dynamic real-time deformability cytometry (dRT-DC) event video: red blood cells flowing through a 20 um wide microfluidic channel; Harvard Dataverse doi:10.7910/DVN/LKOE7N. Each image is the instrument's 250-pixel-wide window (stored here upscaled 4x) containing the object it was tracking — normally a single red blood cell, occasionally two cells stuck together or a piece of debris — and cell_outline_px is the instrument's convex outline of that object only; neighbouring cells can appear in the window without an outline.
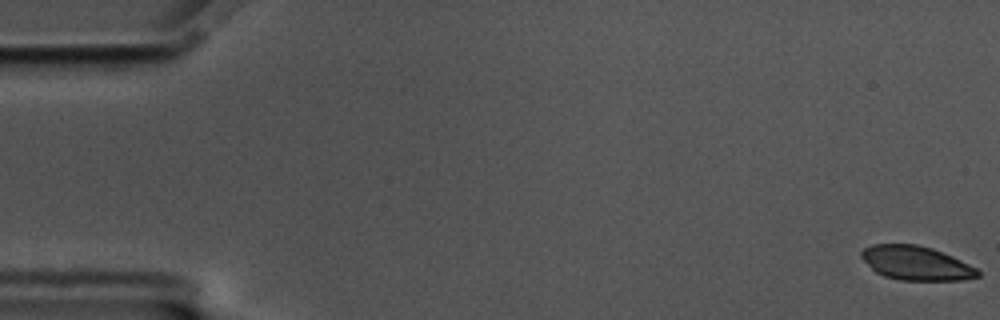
{"species": "common noctule bat (a hibernating species)", "species_latin": "Nyctalus noctula", "temperature_condition": "cold", "stored_images_in_passage": 58, "camera_frame_rate_fps": 3000, "um_per_image_px": 0.085, "animal": {"sex": "male", "body_mass_g": 17.5, "forearm_length_mm": 52.3}, "frame": {"image": 1, "passage_image": 1, "time_ms": 0.0, "image_size_px": [1000, 320], "cell_outline_px": [[980, 276], [964, 280], [900, 280], [884, 276], [876, 272], [860, 256], [860, 252], [864, 248], [872, 244], [916, 244], [932, 248], [952, 256], [976, 268], [980, 272]], "centroid_in_image_um": [77.87, 22.36], "position_along_channel_um": 7.1, "area_um2": 23.0}}
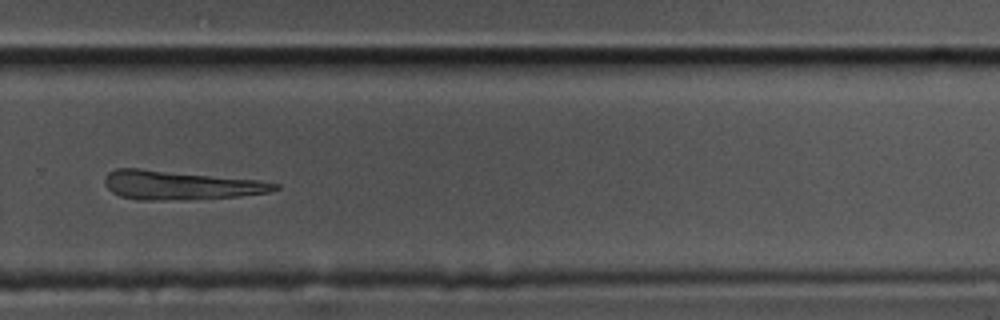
{"frame": {"image": 2, "passage_image": 40, "time_ms": 13.0, "image_size_px": [1000, 320], "cell_outline_px": [[280, 188], [268, 192], [240, 196], [184, 200], [136, 200], [120, 196], [112, 192], [104, 184], [104, 176], [108, 172], [116, 168], [140, 168], [260, 180], [280, 184]], "centroid_in_image_um": [15.29, 15.74], "position_along_channel_um": 314.5, "area_um2": 29.02}}
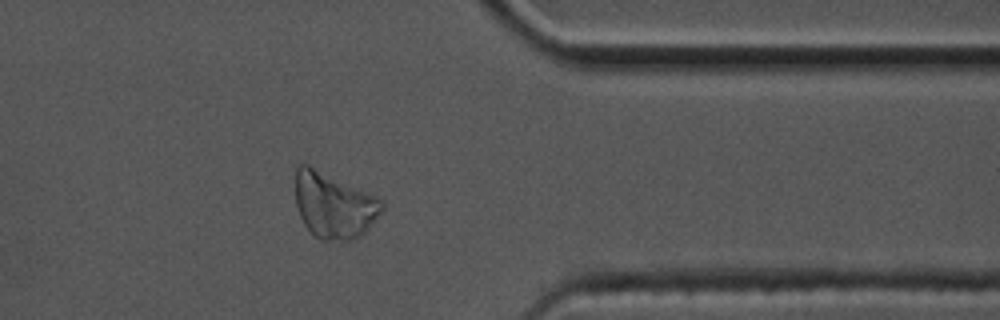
{"frame": {"image": 3, "passage_image": 47, "time_ms": 15.333, "image_size_px": [1000, 320], "cell_outline_px": [[384, 208], [368, 228], [356, 240], [320, 240], [304, 224], [300, 216], [296, 204], [296, 168], [300, 164], [308, 164], [376, 196], [384, 200]], "centroid_in_image_um": [28.38, 17.45], "position_along_channel_um": 383.0, "area_um2": 33.0}}